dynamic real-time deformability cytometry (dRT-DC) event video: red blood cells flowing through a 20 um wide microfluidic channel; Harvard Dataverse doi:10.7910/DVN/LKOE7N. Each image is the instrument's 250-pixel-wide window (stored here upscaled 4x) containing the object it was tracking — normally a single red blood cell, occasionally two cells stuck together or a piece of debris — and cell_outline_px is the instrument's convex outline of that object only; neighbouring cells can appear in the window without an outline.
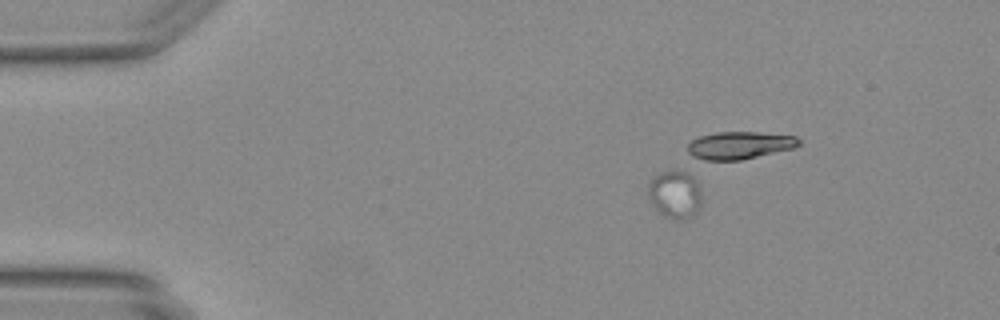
{"species": "Egyptian fruit bat (a non-hibernating species)", "species_latin": "Rousettus aegyptiacus", "temperature_condition": "warm", "stored_images_in_passage": 2, "camera_frame_rate_fps": 3000, "um_per_image_px": 0.085, "animal": {"sex": "female"}, "frame": {"image": 1, "passage_image": 1, "time_ms": 0.0, "image_size_px": [1000, 320], "cell_outline_px": [[700, 204], [696, 212], [692, 216], [684, 220], [676, 220], [664, 216], [652, 204], [648, 192], [648, 184], [656, 176], [664, 172], [684, 168], [688, 168], [696, 180], [700, 188]], "centroid_in_image_um": [57.41, 16.49], "position_along_channel_um": 27.6, "area_um2": 15.09}}